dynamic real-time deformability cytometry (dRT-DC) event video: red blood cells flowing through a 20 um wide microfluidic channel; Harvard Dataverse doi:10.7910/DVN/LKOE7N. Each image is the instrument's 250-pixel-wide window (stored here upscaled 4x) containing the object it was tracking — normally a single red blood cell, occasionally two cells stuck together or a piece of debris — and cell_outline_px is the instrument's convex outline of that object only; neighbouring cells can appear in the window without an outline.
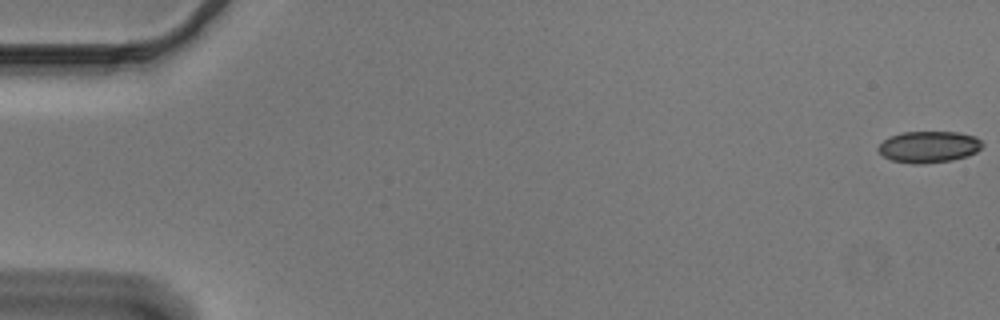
{"species": "Egyptian fruit bat (a non-hibernating species)", "species_latin": "Rousettus aegyptiacus", "temperature_condition": "cold", "stored_images_in_passage": 55, "camera_frame_rate_fps": 3000, "um_per_image_px": 0.085, "animal": {"sex": "male"}, "frame": {"image": 1, "passage_image": 1, "time_ms": 0.0, "image_size_px": [1000, 320], "cell_outline_px": [[984, 144], [976, 152], [968, 156], [952, 160], [924, 164], [912, 164], [892, 160], [884, 156], [876, 148], [888, 136], [900, 132], [960, 132], [976, 136]], "centroid_in_image_um": [78.95, 12.48], "position_along_channel_um": 6.0, "area_um2": 19.31}}
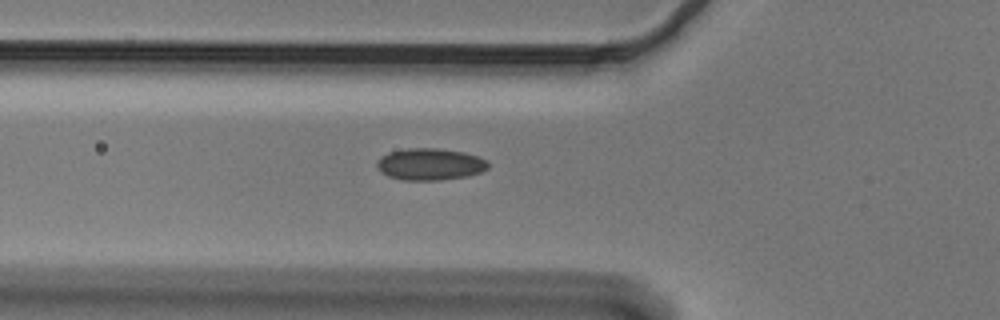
{"frame": {"image": 2, "passage_image": 20, "time_ms": 6.333, "image_size_px": [1000, 320], "cell_outline_px": [[488, 168], [480, 172], [468, 176], [440, 180], [404, 180], [388, 176], [380, 172], [376, 164], [376, 160], [380, 156], [388, 152], [408, 148], [440, 148], [464, 152], [488, 160]], "centroid_in_image_um": [36.53, 13.95], "position_along_channel_um": 89.3, "area_um2": 20.81}}
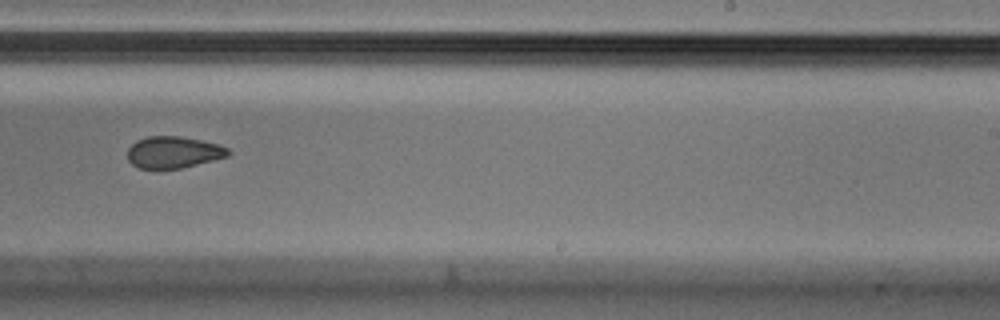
{"frame": {"image": 3, "passage_image": 35, "time_ms": 11.333, "image_size_px": [1000, 320], "cell_outline_px": [[232, 152], [228, 156], [180, 168], [140, 168], [132, 164], [128, 160], [128, 148], [136, 140], [148, 136], [180, 136], [220, 144], [228, 148]], "centroid_in_image_um": [14.75, 12.92], "position_along_channel_um": 274.3, "area_um2": 18.5}, "authors_computed_cell_mechanics": {"area_um2": 19.8254, "velocity_mm_per_s": 3.6902, "shape_relaxation_time_tau1_ms": null, "shape_relaxation_time_tau2_ms": 3.4352, "deformation_change_tau1": null, "deformation_change_tau2": 0.0806}}